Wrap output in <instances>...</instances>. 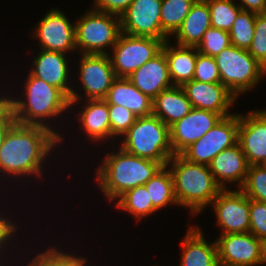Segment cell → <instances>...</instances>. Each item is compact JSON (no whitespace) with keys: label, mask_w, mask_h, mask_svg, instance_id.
Here are the masks:
<instances>
[{"label":"cell","mask_w":266,"mask_h":266,"mask_svg":"<svg viewBox=\"0 0 266 266\" xmlns=\"http://www.w3.org/2000/svg\"><path fill=\"white\" fill-rule=\"evenodd\" d=\"M182 247L179 266H220L216 242H206L198 226L189 227L182 240Z\"/></svg>","instance_id":"7402d4cb"},{"label":"cell","mask_w":266,"mask_h":266,"mask_svg":"<svg viewBox=\"0 0 266 266\" xmlns=\"http://www.w3.org/2000/svg\"><path fill=\"white\" fill-rule=\"evenodd\" d=\"M120 33L119 16L89 10L75 23L76 49L82 54H108L105 47L113 48Z\"/></svg>","instance_id":"52a82bcc"},{"label":"cell","mask_w":266,"mask_h":266,"mask_svg":"<svg viewBox=\"0 0 266 266\" xmlns=\"http://www.w3.org/2000/svg\"><path fill=\"white\" fill-rule=\"evenodd\" d=\"M211 27L208 4L194 3L179 29L174 34L181 46H197L203 34Z\"/></svg>","instance_id":"484cf974"},{"label":"cell","mask_w":266,"mask_h":266,"mask_svg":"<svg viewBox=\"0 0 266 266\" xmlns=\"http://www.w3.org/2000/svg\"><path fill=\"white\" fill-rule=\"evenodd\" d=\"M123 137L121 148L134 156L166 166L174 155L170 143V127L154 114L138 117Z\"/></svg>","instance_id":"5b68a950"},{"label":"cell","mask_w":266,"mask_h":266,"mask_svg":"<svg viewBox=\"0 0 266 266\" xmlns=\"http://www.w3.org/2000/svg\"><path fill=\"white\" fill-rule=\"evenodd\" d=\"M266 263V239L262 241V264Z\"/></svg>","instance_id":"ee69618b"},{"label":"cell","mask_w":266,"mask_h":266,"mask_svg":"<svg viewBox=\"0 0 266 266\" xmlns=\"http://www.w3.org/2000/svg\"><path fill=\"white\" fill-rule=\"evenodd\" d=\"M144 185L157 210L170 204L178 205L174 194L173 178L167 166H163Z\"/></svg>","instance_id":"4316f807"},{"label":"cell","mask_w":266,"mask_h":266,"mask_svg":"<svg viewBox=\"0 0 266 266\" xmlns=\"http://www.w3.org/2000/svg\"><path fill=\"white\" fill-rule=\"evenodd\" d=\"M214 58L219 68L221 83L237 98L255 87L266 74V68L247 50L234 45L223 49Z\"/></svg>","instance_id":"8992f818"},{"label":"cell","mask_w":266,"mask_h":266,"mask_svg":"<svg viewBox=\"0 0 266 266\" xmlns=\"http://www.w3.org/2000/svg\"><path fill=\"white\" fill-rule=\"evenodd\" d=\"M171 163V165H170ZM173 178L174 194L180 206L197 215L216 198L222 188L215 181L208 165L193 163L180 154L167 162Z\"/></svg>","instance_id":"3957f363"},{"label":"cell","mask_w":266,"mask_h":266,"mask_svg":"<svg viewBox=\"0 0 266 266\" xmlns=\"http://www.w3.org/2000/svg\"><path fill=\"white\" fill-rule=\"evenodd\" d=\"M74 266H86V258L82 257Z\"/></svg>","instance_id":"f6af8a7d"},{"label":"cell","mask_w":266,"mask_h":266,"mask_svg":"<svg viewBox=\"0 0 266 266\" xmlns=\"http://www.w3.org/2000/svg\"><path fill=\"white\" fill-rule=\"evenodd\" d=\"M16 123V120H2L0 121V147L3 144L4 138L9 129Z\"/></svg>","instance_id":"7bdbcfd3"},{"label":"cell","mask_w":266,"mask_h":266,"mask_svg":"<svg viewBox=\"0 0 266 266\" xmlns=\"http://www.w3.org/2000/svg\"><path fill=\"white\" fill-rule=\"evenodd\" d=\"M110 56L111 54H82L79 80L87 100L104 99L117 78Z\"/></svg>","instance_id":"5bb4252c"},{"label":"cell","mask_w":266,"mask_h":266,"mask_svg":"<svg viewBox=\"0 0 266 266\" xmlns=\"http://www.w3.org/2000/svg\"><path fill=\"white\" fill-rule=\"evenodd\" d=\"M101 165V166H100ZM96 170L98 184L108 200H117L127 190L144 185L163 165L134 156L120 147L117 153L106 154Z\"/></svg>","instance_id":"7a4b0ae2"},{"label":"cell","mask_w":266,"mask_h":266,"mask_svg":"<svg viewBox=\"0 0 266 266\" xmlns=\"http://www.w3.org/2000/svg\"><path fill=\"white\" fill-rule=\"evenodd\" d=\"M221 118L219 113L192 108L185 117L170 126L173 154H180L190 144L199 140Z\"/></svg>","instance_id":"2e32d148"},{"label":"cell","mask_w":266,"mask_h":266,"mask_svg":"<svg viewBox=\"0 0 266 266\" xmlns=\"http://www.w3.org/2000/svg\"><path fill=\"white\" fill-rule=\"evenodd\" d=\"M182 88L191 102L192 108L219 113L222 117L231 115L228 113V109L237 97L221 82L204 83L191 80Z\"/></svg>","instance_id":"ac0fdd59"},{"label":"cell","mask_w":266,"mask_h":266,"mask_svg":"<svg viewBox=\"0 0 266 266\" xmlns=\"http://www.w3.org/2000/svg\"><path fill=\"white\" fill-rule=\"evenodd\" d=\"M62 138L51 128L15 123L0 147V172L6 176L34 174L41 178V165Z\"/></svg>","instance_id":"6da1fadb"},{"label":"cell","mask_w":266,"mask_h":266,"mask_svg":"<svg viewBox=\"0 0 266 266\" xmlns=\"http://www.w3.org/2000/svg\"><path fill=\"white\" fill-rule=\"evenodd\" d=\"M239 114L222 117L199 140L190 144L180 155L186 160L209 165L212 159L238 141Z\"/></svg>","instance_id":"9c48e42d"},{"label":"cell","mask_w":266,"mask_h":266,"mask_svg":"<svg viewBox=\"0 0 266 266\" xmlns=\"http://www.w3.org/2000/svg\"><path fill=\"white\" fill-rule=\"evenodd\" d=\"M215 242L220 266L262 264V240L250 232L220 235Z\"/></svg>","instance_id":"7c38bea8"},{"label":"cell","mask_w":266,"mask_h":266,"mask_svg":"<svg viewBox=\"0 0 266 266\" xmlns=\"http://www.w3.org/2000/svg\"><path fill=\"white\" fill-rule=\"evenodd\" d=\"M85 104L78 116L87 136L95 142L111 138L109 104L104 99H86Z\"/></svg>","instance_id":"d4e9b609"},{"label":"cell","mask_w":266,"mask_h":266,"mask_svg":"<svg viewBox=\"0 0 266 266\" xmlns=\"http://www.w3.org/2000/svg\"><path fill=\"white\" fill-rule=\"evenodd\" d=\"M104 100L108 104L122 105L136 116H149L153 113V99L137 89L125 77H117Z\"/></svg>","instance_id":"44dd1931"},{"label":"cell","mask_w":266,"mask_h":266,"mask_svg":"<svg viewBox=\"0 0 266 266\" xmlns=\"http://www.w3.org/2000/svg\"><path fill=\"white\" fill-rule=\"evenodd\" d=\"M142 93L154 99L161 91L173 86L165 53L161 51L127 77Z\"/></svg>","instance_id":"ffe728a7"},{"label":"cell","mask_w":266,"mask_h":266,"mask_svg":"<svg viewBox=\"0 0 266 266\" xmlns=\"http://www.w3.org/2000/svg\"><path fill=\"white\" fill-rule=\"evenodd\" d=\"M250 230L256 238L266 239V202L250 199Z\"/></svg>","instance_id":"74e56055"},{"label":"cell","mask_w":266,"mask_h":266,"mask_svg":"<svg viewBox=\"0 0 266 266\" xmlns=\"http://www.w3.org/2000/svg\"><path fill=\"white\" fill-rule=\"evenodd\" d=\"M211 204L216 213L217 225L223 230L221 235L249 232L250 198L240 189H222Z\"/></svg>","instance_id":"8fae6325"},{"label":"cell","mask_w":266,"mask_h":266,"mask_svg":"<svg viewBox=\"0 0 266 266\" xmlns=\"http://www.w3.org/2000/svg\"><path fill=\"white\" fill-rule=\"evenodd\" d=\"M193 80L204 83L221 82L219 68L214 57L197 54Z\"/></svg>","instance_id":"8d00e7d4"},{"label":"cell","mask_w":266,"mask_h":266,"mask_svg":"<svg viewBox=\"0 0 266 266\" xmlns=\"http://www.w3.org/2000/svg\"><path fill=\"white\" fill-rule=\"evenodd\" d=\"M33 36L44 50L66 53L76 50L75 24L57 9L50 10L36 25Z\"/></svg>","instance_id":"4fadbf2b"},{"label":"cell","mask_w":266,"mask_h":266,"mask_svg":"<svg viewBox=\"0 0 266 266\" xmlns=\"http://www.w3.org/2000/svg\"><path fill=\"white\" fill-rule=\"evenodd\" d=\"M196 50V51H195ZM162 51L168 64V72L173 86H183L193 80L198 49L196 46H170L169 40L163 44Z\"/></svg>","instance_id":"603a6c76"},{"label":"cell","mask_w":266,"mask_h":266,"mask_svg":"<svg viewBox=\"0 0 266 266\" xmlns=\"http://www.w3.org/2000/svg\"><path fill=\"white\" fill-rule=\"evenodd\" d=\"M161 7L162 0H133L120 17L121 32L165 42L168 37L161 29Z\"/></svg>","instance_id":"30bf717a"},{"label":"cell","mask_w":266,"mask_h":266,"mask_svg":"<svg viewBox=\"0 0 266 266\" xmlns=\"http://www.w3.org/2000/svg\"><path fill=\"white\" fill-rule=\"evenodd\" d=\"M247 51L266 68V13L256 14L255 32Z\"/></svg>","instance_id":"d590c367"},{"label":"cell","mask_w":266,"mask_h":266,"mask_svg":"<svg viewBox=\"0 0 266 266\" xmlns=\"http://www.w3.org/2000/svg\"><path fill=\"white\" fill-rule=\"evenodd\" d=\"M256 13L241 10L234 21L229 34L231 45L248 50L255 32Z\"/></svg>","instance_id":"f546056e"},{"label":"cell","mask_w":266,"mask_h":266,"mask_svg":"<svg viewBox=\"0 0 266 266\" xmlns=\"http://www.w3.org/2000/svg\"><path fill=\"white\" fill-rule=\"evenodd\" d=\"M208 166L215 181L222 189H227L228 186L225 183L232 181L233 183L238 181L237 186L240 189L245 182L249 163L237 142L217 154Z\"/></svg>","instance_id":"d6986e66"},{"label":"cell","mask_w":266,"mask_h":266,"mask_svg":"<svg viewBox=\"0 0 266 266\" xmlns=\"http://www.w3.org/2000/svg\"><path fill=\"white\" fill-rule=\"evenodd\" d=\"M133 0H95L93 9L121 17Z\"/></svg>","instance_id":"f35d334b"},{"label":"cell","mask_w":266,"mask_h":266,"mask_svg":"<svg viewBox=\"0 0 266 266\" xmlns=\"http://www.w3.org/2000/svg\"><path fill=\"white\" fill-rule=\"evenodd\" d=\"M211 16V27L230 31L241 7L234 0H216L208 4Z\"/></svg>","instance_id":"4dcf8cb0"},{"label":"cell","mask_w":266,"mask_h":266,"mask_svg":"<svg viewBox=\"0 0 266 266\" xmlns=\"http://www.w3.org/2000/svg\"><path fill=\"white\" fill-rule=\"evenodd\" d=\"M192 110V105L181 86L161 91L153 99V113L167 126L181 120Z\"/></svg>","instance_id":"cb8c5ba5"},{"label":"cell","mask_w":266,"mask_h":266,"mask_svg":"<svg viewBox=\"0 0 266 266\" xmlns=\"http://www.w3.org/2000/svg\"><path fill=\"white\" fill-rule=\"evenodd\" d=\"M231 45L230 34L228 31L210 27L204 34L200 43L196 46L198 52L215 57L223 49Z\"/></svg>","instance_id":"d6a6232c"},{"label":"cell","mask_w":266,"mask_h":266,"mask_svg":"<svg viewBox=\"0 0 266 266\" xmlns=\"http://www.w3.org/2000/svg\"><path fill=\"white\" fill-rule=\"evenodd\" d=\"M50 247L48 250L37 254L28 266H74L82 257L61 252Z\"/></svg>","instance_id":"e575fe53"},{"label":"cell","mask_w":266,"mask_h":266,"mask_svg":"<svg viewBox=\"0 0 266 266\" xmlns=\"http://www.w3.org/2000/svg\"><path fill=\"white\" fill-rule=\"evenodd\" d=\"M66 53L41 49L33 60L30 73L46 83L59 88L70 100V107L76 105L80 96L68 85L69 68Z\"/></svg>","instance_id":"e0dca14e"},{"label":"cell","mask_w":266,"mask_h":266,"mask_svg":"<svg viewBox=\"0 0 266 266\" xmlns=\"http://www.w3.org/2000/svg\"><path fill=\"white\" fill-rule=\"evenodd\" d=\"M26 79V101L13 98V116L16 123L50 128L45 120L61 116V113L70 108V100L59 88L30 72Z\"/></svg>","instance_id":"277c9868"},{"label":"cell","mask_w":266,"mask_h":266,"mask_svg":"<svg viewBox=\"0 0 266 266\" xmlns=\"http://www.w3.org/2000/svg\"><path fill=\"white\" fill-rule=\"evenodd\" d=\"M116 207L134 215L138 221L158 211L152 204L145 185L131 188L117 198Z\"/></svg>","instance_id":"83f0119b"},{"label":"cell","mask_w":266,"mask_h":266,"mask_svg":"<svg viewBox=\"0 0 266 266\" xmlns=\"http://www.w3.org/2000/svg\"><path fill=\"white\" fill-rule=\"evenodd\" d=\"M239 6L242 10H247L256 14L266 13V0H240Z\"/></svg>","instance_id":"60d3db41"},{"label":"cell","mask_w":266,"mask_h":266,"mask_svg":"<svg viewBox=\"0 0 266 266\" xmlns=\"http://www.w3.org/2000/svg\"><path fill=\"white\" fill-rule=\"evenodd\" d=\"M194 3H202V4H209L211 2H214L216 0H193Z\"/></svg>","instance_id":"bcb514c9"},{"label":"cell","mask_w":266,"mask_h":266,"mask_svg":"<svg viewBox=\"0 0 266 266\" xmlns=\"http://www.w3.org/2000/svg\"><path fill=\"white\" fill-rule=\"evenodd\" d=\"M240 190L250 199L266 202V165H249Z\"/></svg>","instance_id":"1f68e13d"},{"label":"cell","mask_w":266,"mask_h":266,"mask_svg":"<svg viewBox=\"0 0 266 266\" xmlns=\"http://www.w3.org/2000/svg\"><path fill=\"white\" fill-rule=\"evenodd\" d=\"M193 4V0H162L161 29L167 37L176 33Z\"/></svg>","instance_id":"f1b7e54d"},{"label":"cell","mask_w":266,"mask_h":266,"mask_svg":"<svg viewBox=\"0 0 266 266\" xmlns=\"http://www.w3.org/2000/svg\"><path fill=\"white\" fill-rule=\"evenodd\" d=\"M137 118L138 116H136L133 112H131L124 106L117 104H109V119L112 140L115 139V135L123 136L134 124Z\"/></svg>","instance_id":"836d02e7"},{"label":"cell","mask_w":266,"mask_h":266,"mask_svg":"<svg viewBox=\"0 0 266 266\" xmlns=\"http://www.w3.org/2000/svg\"><path fill=\"white\" fill-rule=\"evenodd\" d=\"M237 142L249 165H266V110L239 115Z\"/></svg>","instance_id":"9a60e30c"},{"label":"cell","mask_w":266,"mask_h":266,"mask_svg":"<svg viewBox=\"0 0 266 266\" xmlns=\"http://www.w3.org/2000/svg\"><path fill=\"white\" fill-rule=\"evenodd\" d=\"M0 97V121L15 120L13 116V98Z\"/></svg>","instance_id":"b9f144b4"},{"label":"cell","mask_w":266,"mask_h":266,"mask_svg":"<svg viewBox=\"0 0 266 266\" xmlns=\"http://www.w3.org/2000/svg\"><path fill=\"white\" fill-rule=\"evenodd\" d=\"M164 41L120 33L110 57L116 77L127 78L162 51Z\"/></svg>","instance_id":"ba28073f"},{"label":"cell","mask_w":266,"mask_h":266,"mask_svg":"<svg viewBox=\"0 0 266 266\" xmlns=\"http://www.w3.org/2000/svg\"><path fill=\"white\" fill-rule=\"evenodd\" d=\"M17 225L13 224L10 219L3 218V215L0 214V248H3L4 245L8 246L6 243L13 237V233L17 230ZM2 249H0V252Z\"/></svg>","instance_id":"ab89813d"}]
</instances>
